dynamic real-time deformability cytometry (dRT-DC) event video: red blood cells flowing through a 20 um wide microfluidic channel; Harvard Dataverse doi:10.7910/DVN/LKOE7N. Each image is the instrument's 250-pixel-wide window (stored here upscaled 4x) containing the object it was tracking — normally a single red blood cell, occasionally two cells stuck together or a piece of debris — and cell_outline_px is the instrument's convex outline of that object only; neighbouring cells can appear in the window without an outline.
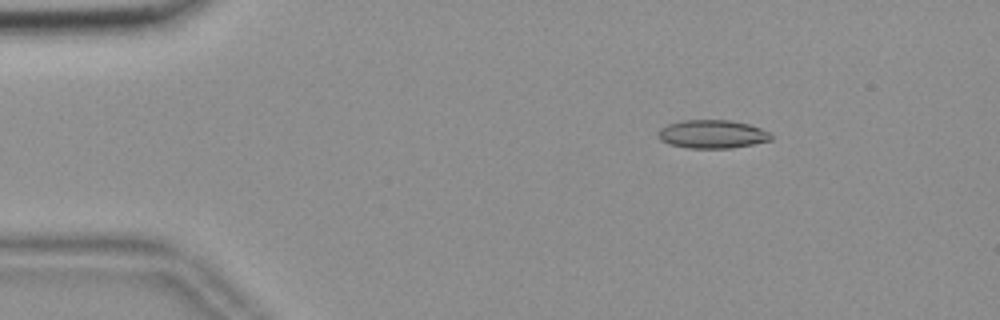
{"species": "common noctule bat (a hibernating species)", "species_latin": "Nyctalus noctula", "temperature_condition": "room temperature", "stored_images_in_passage": 50, "camera_frame_rate_fps": 3000, "um_per_image_px": 0.085, "animal": {"sex": "female", "body_mass_g": 18.4}, "frame": {"image": 1, "passage_image": 3, "time_ms": 0.667, "image_size_px": [1000, 320], "cell_outline_px": [[772, 140], [732, 148], [688, 148], [668, 144], [660, 140], [656, 136], [656, 132], [660, 128], [668, 124], [680, 120], [728, 120], [748, 124], [760, 128], [768, 132], [772, 136]], "centroid_in_image_um": [60.48, 11.4], "position_along_channel_um": 24.5, "area_um2": 18.79}}
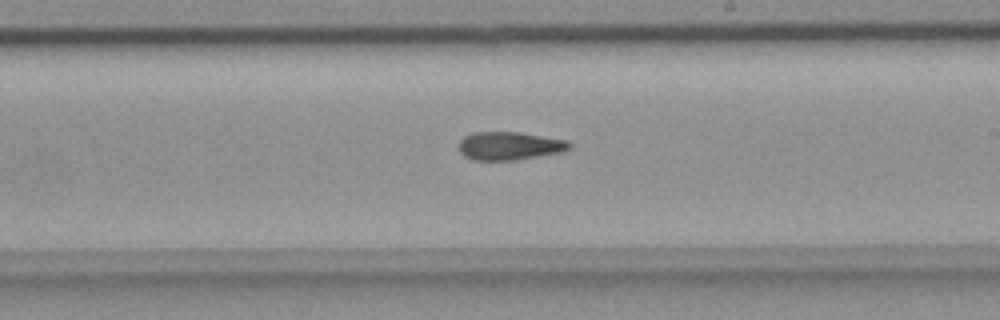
{"frame": {"image": 2, "passage_image": 27, "time_ms": 8.667, "image_size_px": [1000, 320], "cell_outline_px": [[572, 148], [560, 152], [516, 160], [472, 160], [464, 156], [460, 152], [460, 140], [464, 136], [472, 132], [520, 132], [568, 140], [572, 144]], "centroid_in_image_um": [43.32, 12.39], "position_along_channel_um": 245.7, "area_um2": 18.26}}
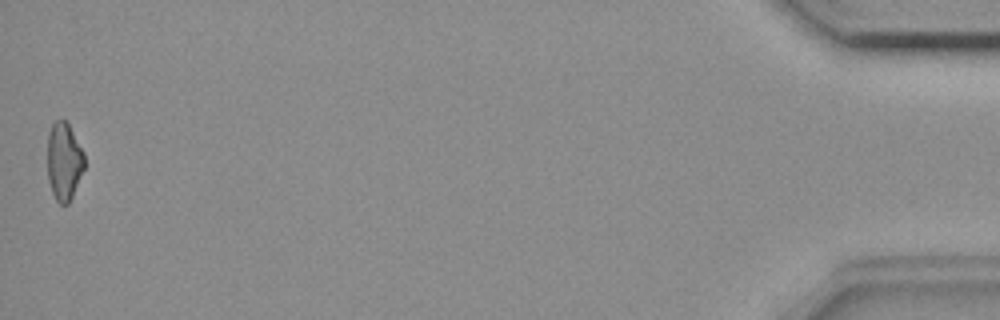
{"frame": {"image": 3, "passage_image": 50, "time_ms": 16.333, "image_size_px": [1000, 320], "cell_outline_px": [[84, 168], [72, 196], [68, 204], [60, 204], [56, 200], [52, 192], [48, 180], [48, 132], [52, 124], [60, 116], [68, 124], [84, 152]], "centroid_in_image_um": [5.43, 13.69], "position_along_channel_um": 429.8, "area_um2": 16.7}, "authors_computed_cell_mechanics": {"area_um2": 18.2359, "velocity_mm_per_s": 3.651, "shape_relaxation_time_tau1_ms": null, "shape_relaxation_time_tau2_ms": 4.5443, "deformation_change_tau1": null, "deformation_change_tau2": 0.1344}}